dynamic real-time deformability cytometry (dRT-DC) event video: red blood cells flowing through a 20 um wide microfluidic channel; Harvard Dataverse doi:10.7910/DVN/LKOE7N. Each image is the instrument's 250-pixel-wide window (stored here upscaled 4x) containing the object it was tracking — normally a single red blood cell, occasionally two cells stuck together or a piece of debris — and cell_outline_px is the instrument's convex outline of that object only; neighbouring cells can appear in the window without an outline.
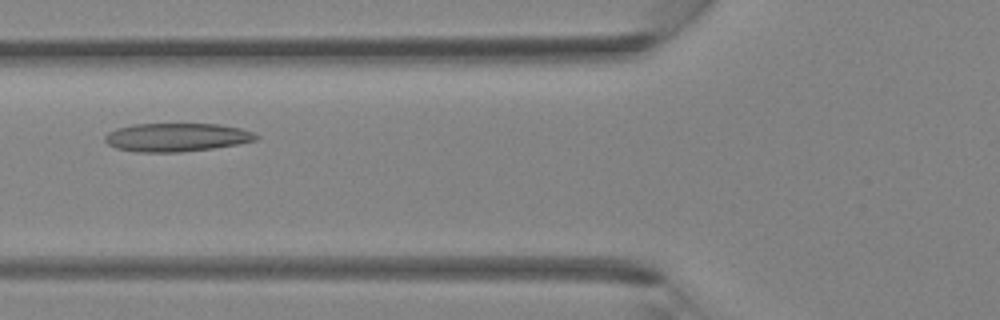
{"species": "Egyptian fruit bat (a non-hibernating species)", "species_latin": "Rousettus aegyptiacus", "temperature_condition": "room temperature", "stored_images_in_passage": 34, "camera_frame_rate_fps": 3000, "um_per_image_px": 0.085, "animal": {"sex": "female"}, "frame": {"image": 1, "passage_image": 9, "time_ms": 2.667, "image_size_px": [1000, 320], "cell_outline_px": [[260, 136], [256, 140], [236, 144], [212, 148], [180, 152], [136, 152], [116, 148], [108, 144], [104, 140], [104, 136], [108, 132], [116, 128], [132, 124], [220, 124], [240, 128], [252, 132]], "centroid_in_image_um": [14.98, 11.66], "position_along_channel_um": 110.8, "area_um2": 25.03}}
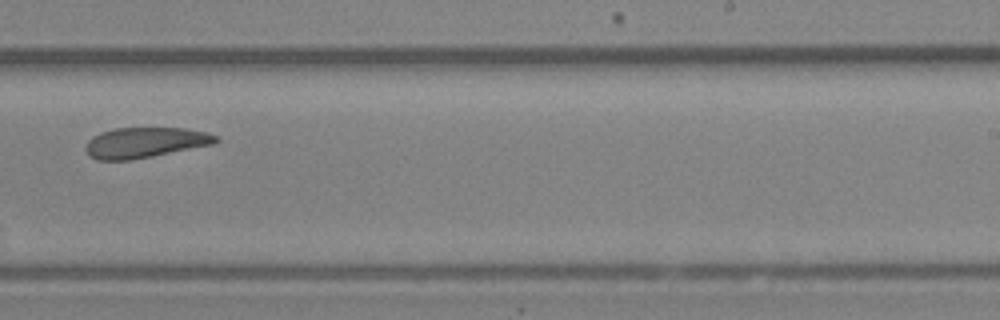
{"frame": {"image": 2, "passage_image": 19, "time_ms": 6.0, "image_size_px": [1000, 320], "cell_outline_px": [[220, 140], [216, 144], [132, 160], [96, 160], [84, 148], [88, 140], [92, 136], [100, 132], [112, 128], [184, 128], [208, 132], [220, 136]], "centroid_in_image_um": [12.38, 12.11], "position_along_channel_um": 276.6, "area_um2": 23.41}}
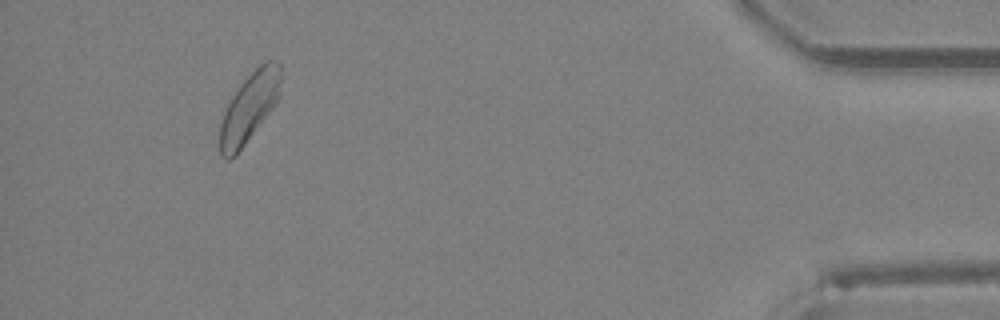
{"frame": {"image": 3, "passage_image": 31, "time_ms": 10.0, "image_size_px": [1000, 320], "cell_outline_px": [[280, 80], [276, 100], [272, 108], [236, 156], [228, 160], [224, 160], [220, 156], [220, 124], [224, 112], [232, 96], [240, 84], [264, 60], [272, 60], [280, 64]], "centroid_in_image_um": [21.15, 9.17], "position_along_channel_um": 414.1, "area_um2": 24.1}}